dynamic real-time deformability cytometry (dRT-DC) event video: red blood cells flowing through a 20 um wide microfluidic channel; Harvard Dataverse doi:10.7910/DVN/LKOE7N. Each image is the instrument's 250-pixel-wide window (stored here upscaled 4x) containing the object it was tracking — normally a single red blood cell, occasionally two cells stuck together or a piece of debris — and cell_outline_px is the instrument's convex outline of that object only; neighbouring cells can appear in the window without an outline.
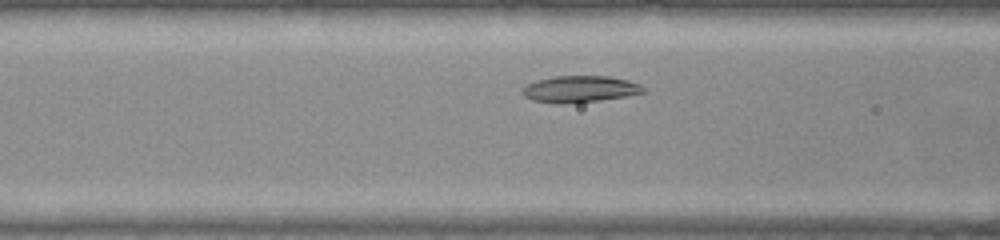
{"species": "common noctule bat (a hibernating species)", "species_latin": "Nyctalus noctula", "temperature_condition": "warm", "stored_images_in_passage": 32, "camera_frame_rate_fps": 3000, "um_per_image_px": 0.085, "animal": {"sex": "female", "body_mass_g": 22.0, "forearm_length_mm": 56.7}, "frame": {"image": 1, "passage_image": 8, "time_ms": 2.333, "image_size_px": [1000, 240], "cell_outline_px": [[644, 92], [628, 96], [576, 104], [552, 104], [532, 100], [524, 96], [520, 92], [520, 88], [536, 80], [552, 76], [608, 76], [628, 80], [640, 84], [644, 88]], "centroid_in_image_um": [49.24, 7.59], "position_along_channel_um": 117.4, "area_um2": 19.25}}
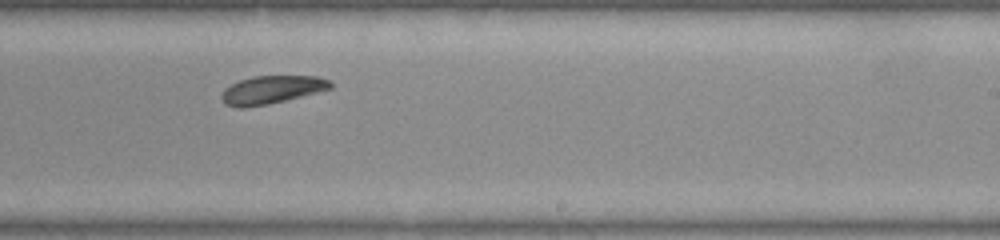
{"frame": {"image": 2, "passage_image": 20, "time_ms": 6.333, "image_size_px": [1000, 240], "cell_outline_px": [[332, 88], [268, 104], [244, 108], [236, 108], [224, 104], [220, 100], [220, 96], [224, 88], [240, 80], [252, 76], [316, 76], [328, 80], [332, 84]], "centroid_in_image_um": [23.01, 7.63], "position_along_channel_um": 266.0, "area_um2": 17.74}}
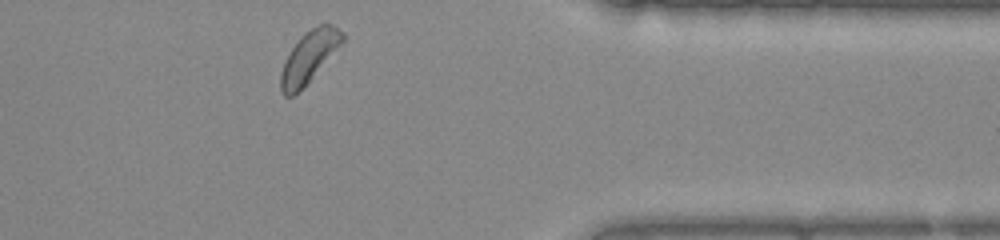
{"frame": {"image": 3, "passage_image": 31, "time_ms": 10.0, "image_size_px": [1000, 240], "cell_outline_px": [[344, 40], [308, 80], [292, 96], [284, 96], [280, 88], [280, 72], [284, 60], [292, 48], [312, 28], [320, 24], [332, 24], [344, 32]], "centroid_in_image_um": [26.24, 4.82], "position_along_channel_um": 385.2, "area_um2": 17.46}, "authors_computed_cell_mechanics": {"area_um2": 17.9758, "velocity_mm_per_s": 3.727, "shape_relaxation_time_tau1_ms": 1.3136, "shape_relaxation_time_tau2_ms": null, "deformation_change_tau1": 0.0628, "deformation_change_tau2": null}}